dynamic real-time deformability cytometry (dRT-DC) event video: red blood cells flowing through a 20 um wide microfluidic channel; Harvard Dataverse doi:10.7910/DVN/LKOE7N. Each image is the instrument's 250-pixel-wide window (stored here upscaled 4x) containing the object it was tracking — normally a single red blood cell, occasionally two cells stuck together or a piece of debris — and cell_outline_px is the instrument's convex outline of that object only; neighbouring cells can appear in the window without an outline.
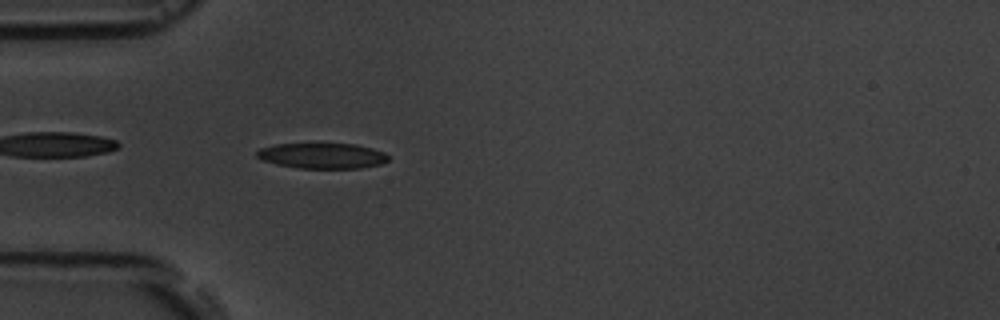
{"species": "common noctule bat (a hibernating species)", "species_latin": "Nyctalus noctula", "temperature_condition": "room temperature", "stored_images_in_passage": 6, "camera_frame_rate_fps": 3000, "um_per_image_px": 0.085, "animal": {"sex": "male", "body_mass_g": 19.5, "forearm_length_mm": 54.6}, "frame": {"image": 1, "passage_image": 6, "time_ms": 6.0, "image_size_px": [1000, 320], "cell_outline_px": [[388, 160], [380, 164], [360, 168], [300, 168], [276, 164], [264, 160], [256, 156], [256, 152], [260, 148], [276, 144], [312, 140], [356, 144], [372, 148], [384, 152], [388, 156]], "centroid_in_image_um": [27.36, 13.17], "position_along_channel_um": 57.6, "area_um2": 20.52}}